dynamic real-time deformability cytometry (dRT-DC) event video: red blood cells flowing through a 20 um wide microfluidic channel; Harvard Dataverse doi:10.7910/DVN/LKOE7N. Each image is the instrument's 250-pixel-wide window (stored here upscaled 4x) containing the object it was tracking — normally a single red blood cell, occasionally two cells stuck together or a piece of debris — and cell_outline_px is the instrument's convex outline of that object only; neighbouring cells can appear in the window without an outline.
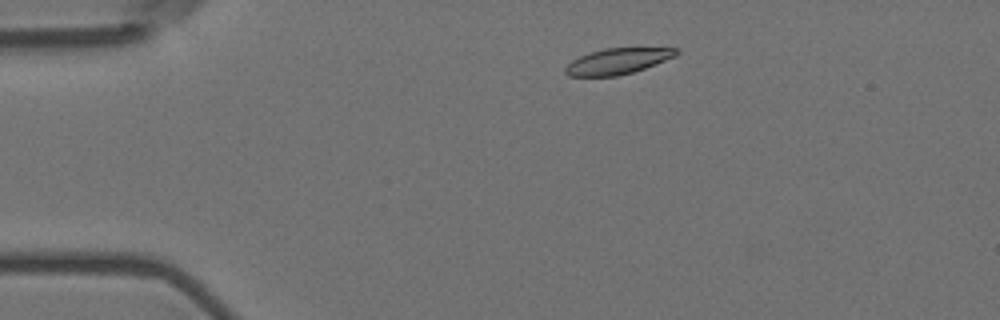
{"species": "Egyptian fruit bat (a non-hibernating species)", "species_latin": "Rousettus aegyptiacus", "temperature_condition": "room temperature", "stored_images_in_passage": 50, "camera_frame_rate_fps": 3000, "um_per_image_px": 0.085, "animal": {"sex": "female"}, "frame": {"image": 1, "passage_image": 5, "time_ms": 1.333, "image_size_px": [1000, 320], "cell_outline_px": [[680, 52], [676, 56], [644, 68], [632, 72], [616, 76], [568, 76], [564, 72], [564, 68], [572, 60], [580, 56], [604, 48], [680, 48]], "centroid_in_image_um": [52.5, 5.2], "position_along_channel_um": 32.5, "area_um2": 16.59}}
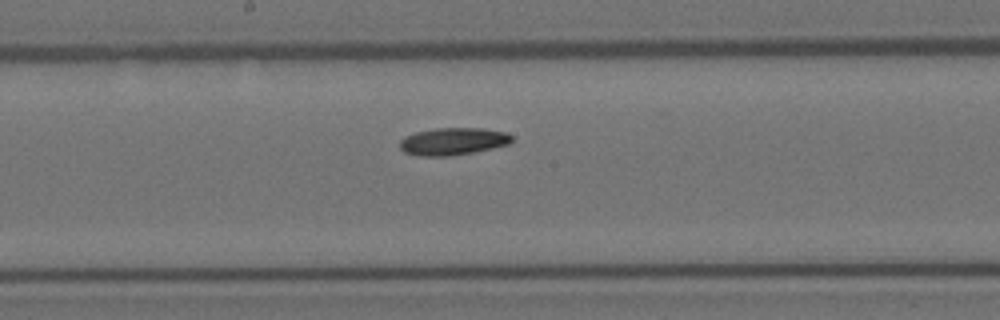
{"frame": {"image": 2, "passage_image": 24, "time_ms": 7.667, "image_size_px": [1000, 320], "cell_outline_px": [[512, 140], [508, 144], [492, 148], [472, 152], [448, 156], [420, 156], [404, 152], [400, 148], [400, 140], [404, 136], [416, 132], [436, 128], [484, 128], [504, 132], [512, 136]], "centroid_in_image_um": [38.47, 12.01], "position_along_channel_um": 209.7, "area_um2": 17.74}}
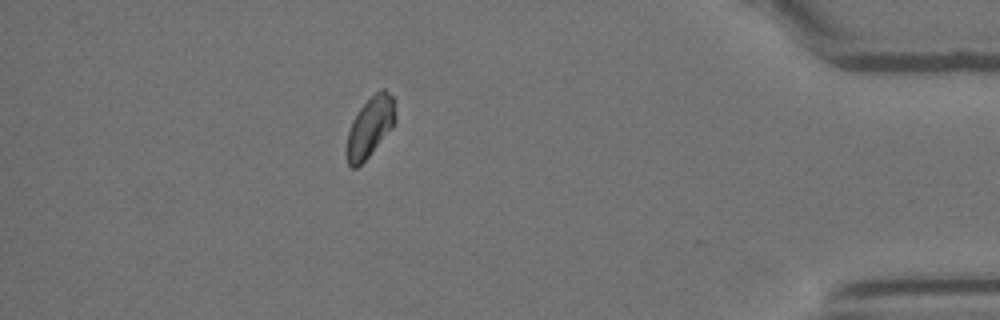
{"frame": {"image": 3, "passage_image": 44, "time_ms": 14.333, "image_size_px": [1000, 320], "cell_outline_px": [[396, 120], [392, 128], [368, 156], [356, 168], [352, 168], [348, 164], [344, 152], [348, 132], [352, 120], [360, 108], [380, 88], [384, 88], [392, 96], [396, 116]], "centroid_in_image_um": [31.42, 10.81], "position_along_channel_um": 403.8, "area_um2": 17.05}}